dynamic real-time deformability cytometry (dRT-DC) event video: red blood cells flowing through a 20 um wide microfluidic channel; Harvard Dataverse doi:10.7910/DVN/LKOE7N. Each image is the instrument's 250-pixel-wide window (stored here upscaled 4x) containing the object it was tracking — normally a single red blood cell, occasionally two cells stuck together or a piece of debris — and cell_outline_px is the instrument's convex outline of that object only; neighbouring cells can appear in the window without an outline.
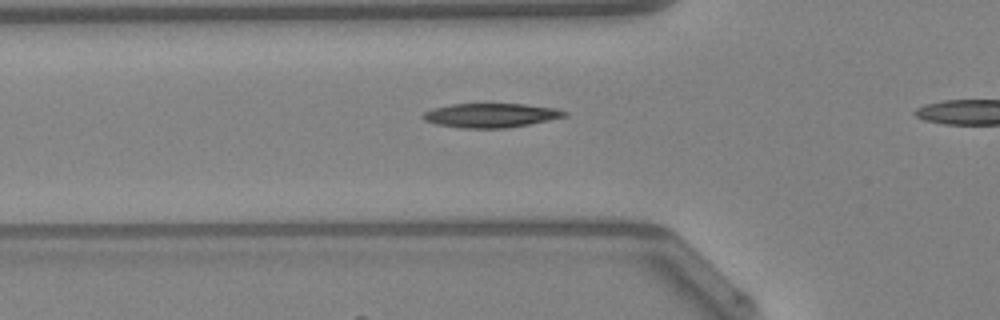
{"species": "Egyptian fruit bat (a non-hibernating species)", "species_latin": "Rousettus aegyptiacus", "temperature_condition": "warm", "stored_images_in_passage": 28, "camera_frame_rate_fps": 3000, "um_per_image_px": 0.085, "animal": {"sex": "female"}, "frame": {"image": 1, "passage_image": 5, "time_ms": 1.333, "image_size_px": [1000, 320], "cell_outline_px": [[568, 116], [508, 128], [460, 128], [436, 124], [424, 120], [424, 112], [432, 108], [452, 104], [524, 104], [556, 108], [568, 112]], "centroid_in_image_um": [41.73, 9.8], "position_along_channel_um": 84.1, "area_um2": 19.88}}